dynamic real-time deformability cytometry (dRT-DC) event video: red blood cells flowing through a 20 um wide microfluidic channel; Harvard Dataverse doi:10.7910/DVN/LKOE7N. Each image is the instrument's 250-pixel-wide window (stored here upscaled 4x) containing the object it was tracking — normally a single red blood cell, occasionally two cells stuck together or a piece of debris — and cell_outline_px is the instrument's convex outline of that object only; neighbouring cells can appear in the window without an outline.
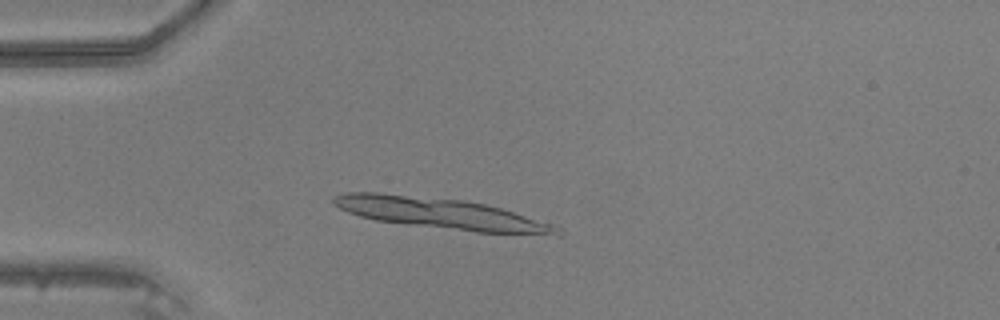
{"species": "common noctule bat (a hibernating species)", "species_latin": "Nyctalus noctula", "temperature_condition": "warm", "stored_images_in_passage": 14, "camera_frame_rate_fps": 3000, "um_per_image_px": 0.085, "animal": {"sex": "male", "body_mass_g": 20.5, "forearm_length_mm": 52.5}, "frame": {"image": 1, "passage_image": 12, "time_ms": 3.667, "image_size_px": [1000, 320], "cell_outline_px": [[564, 232], [560, 236], [556, 236], [476, 232], [376, 220], [360, 216], [348, 212], [332, 204], [332, 196], [344, 192], [380, 192], [464, 200], [484, 204], [500, 208], [560, 228]], "centroid_in_image_um": [37.45, 18.15], "position_along_channel_um": 47.5, "area_um2": 40.06}}